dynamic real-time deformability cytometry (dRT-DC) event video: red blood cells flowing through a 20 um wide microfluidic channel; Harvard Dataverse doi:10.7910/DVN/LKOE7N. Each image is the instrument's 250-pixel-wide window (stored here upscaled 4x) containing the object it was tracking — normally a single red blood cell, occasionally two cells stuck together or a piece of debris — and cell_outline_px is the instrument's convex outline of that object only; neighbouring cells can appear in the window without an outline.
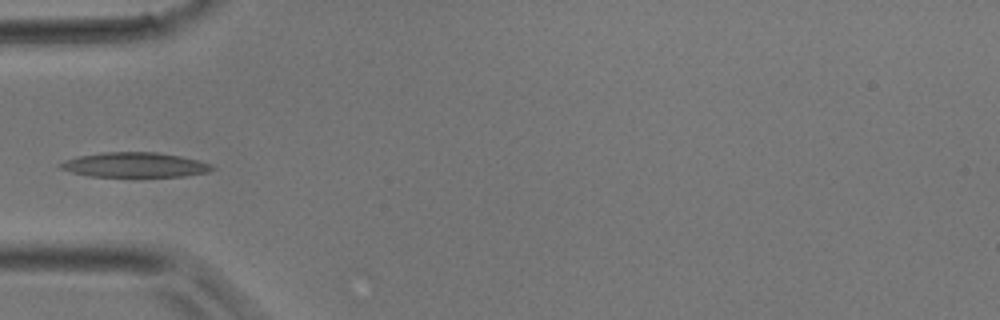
{"species": "common noctule bat (a hibernating species)", "species_latin": "Nyctalus noctula", "temperature_condition": "room temperature", "stored_images_in_passage": 28, "camera_frame_rate_fps": 3000, "um_per_image_px": 0.085, "animal": {"sex": "male", "body_mass_g": 17.9}, "frame": {"image": 1, "passage_image": 1, "time_ms": 0.0, "image_size_px": [1000, 320], "cell_outline_px": [[216, 168], [208, 172], [184, 176], [136, 180], [88, 176], [72, 172], [60, 168], [56, 164], [64, 160], [80, 156], [100, 152], [156, 152], [180, 156], [212, 164]], "centroid_in_image_um": [11.44, 14.07], "position_along_channel_um": 73.6, "area_um2": 23.24}}
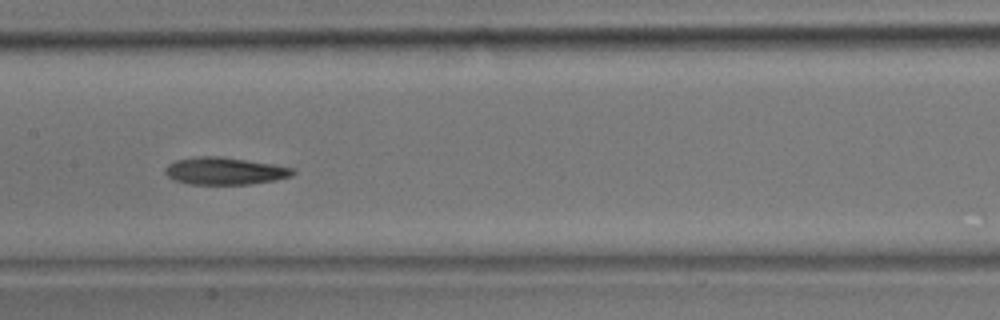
{"frame": {"image": 2, "passage_image": 8, "time_ms": 2.333, "image_size_px": [1000, 320], "cell_outline_px": [[296, 172], [292, 176], [276, 180], [248, 184], [188, 184], [176, 180], [168, 176], [164, 172], [164, 168], [168, 164], [176, 160], [196, 156], [220, 156], [272, 164], [292, 168]], "centroid_in_image_um": [19.09, 14.53], "position_along_channel_um": 188.3, "area_um2": 20.23}}
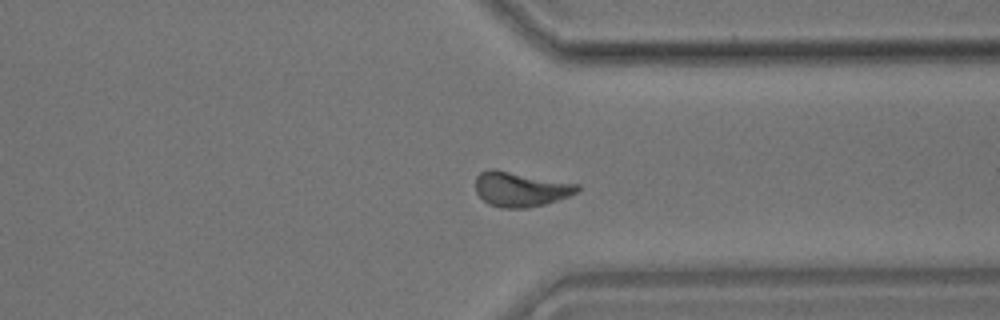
{"frame": {"image": 3, "passage_image": 19, "time_ms": 6.0, "image_size_px": [1000, 320], "cell_outline_px": [[580, 188], [576, 192], [568, 196], [544, 204], [528, 208], [500, 208], [488, 204], [476, 192], [476, 176], [480, 172], [488, 168], [496, 168], [580, 184]], "centroid_in_image_um": [44.22, 16.05], "position_along_channel_um": 367.2, "area_um2": 20.92}}